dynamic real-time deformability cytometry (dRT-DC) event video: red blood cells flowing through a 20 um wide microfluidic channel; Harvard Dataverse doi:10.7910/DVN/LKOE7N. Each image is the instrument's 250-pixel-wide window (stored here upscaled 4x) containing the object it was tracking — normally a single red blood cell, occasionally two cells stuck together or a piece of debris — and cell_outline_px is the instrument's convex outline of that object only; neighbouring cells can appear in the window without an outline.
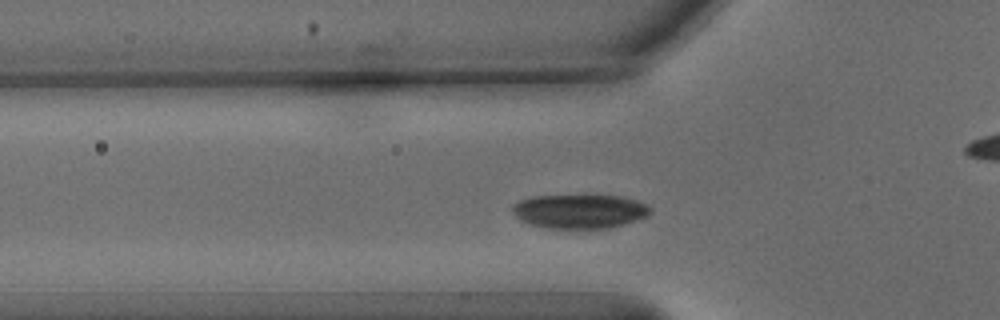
{"species": "common noctule bat (a hibernating species)", "species_latin": "Nyctalus noctula", "temperature_condition": "warm", "stored_images_in_passage": 36, "camera_frame_rate_fps": 3000, "um_per_image_px": 0.085, "animal": {"sex": "male", "body_mass_g": 15.6}, "frame": {"image": 1, "passage_image": 8, "time_ms": 2.333, "image_size_px": [1000, 320], "cell_outline_px": [[652, 212], [648, 216], [624, 224], [608, 228], [548, 228], [532, 224], [520, 220], [512, 212], [512, 204], [520, 200], [532, 196], [620, 196], [636, 200], [648, 204], [652, 208]], "centroid_in_image_um": [49.29, 17.96], "position_along_channel_um": 76.5, "area_um2": 27.34}}
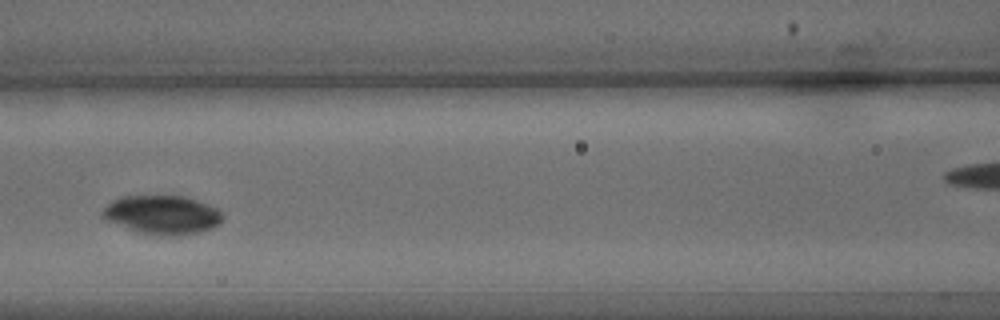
{"frame": {"image": 2, "passage_image": 14, "time_ms": 4.333, "image_size_px": [1000, 320], "cell_outline_px": [[224, 220], [220, 224], [212, 228], [200, 232], [172, 236], [160, 236], [136, 232], [104, 220], [100, 216], [100, 212], [112, 200], [120, 196], [184, 196], [208, 204], [216, 208], [224, 216]], "centroid_in_image_um": [13.76, 18.27], "position_along_channel_um": 152.8, "area_um2": 27.57}}
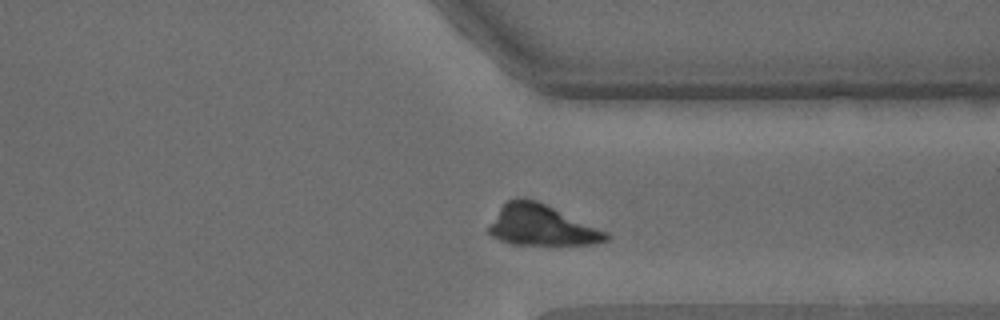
{"frame": {"image": 3, "passage_image": 31, "time_ms": 10.0, "image_size_px": [1000, 320], "cell_outline_px": [[608, 240], [592, 244], [512, 244], [500, 240], [492, 236], [488, 232], [488, 228], [500, 208], [508, 200], [520, 196], [524, 196], [536, 200], [608, 232]], "centroid_in_image_um": [46.01, 19.14], "position_along_channel_um": 365.4, "area_um2": 27.46}}